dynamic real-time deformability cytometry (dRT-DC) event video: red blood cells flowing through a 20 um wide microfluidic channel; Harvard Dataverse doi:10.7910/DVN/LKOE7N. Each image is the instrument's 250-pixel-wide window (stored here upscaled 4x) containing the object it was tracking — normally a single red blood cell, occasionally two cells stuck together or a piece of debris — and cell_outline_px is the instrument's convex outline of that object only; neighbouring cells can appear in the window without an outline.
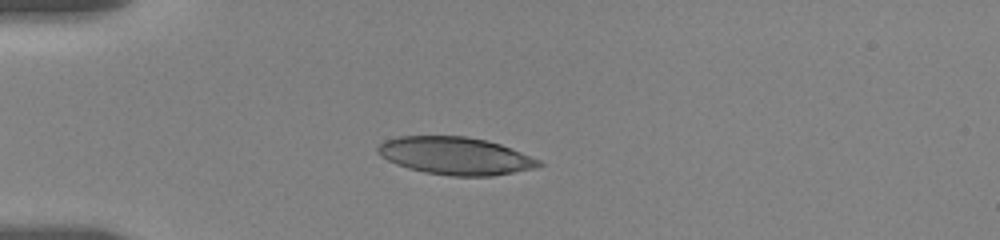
{"species": "human", "species_latin": "Homo sapiens", "temperature_condition": "room temperature", "stored_images_in_passage": 5, "camera_frame_rate_fps": 3000, "um_per_image_px": 0.085, "donor": {"sex": "female"}, "frame": {"image": 1, "passage_image": 3, "time_ms": 2.0, "image_size_px": [1000, 240], "cell_outline_px": [[544, 164], [536, 168], [492, 176], [452, 176], [424, 172], [408, 168], [396, 164], [380, 156], [376, 152], [376, 148], [384, 140], [400, 136], [464, 136], [488, 140], [500, 144], [540, 160]], "centroid_in_image_um": [38.69, 13.25], "position_along_channel_um": 46.3, "area_um2": 35.32}}
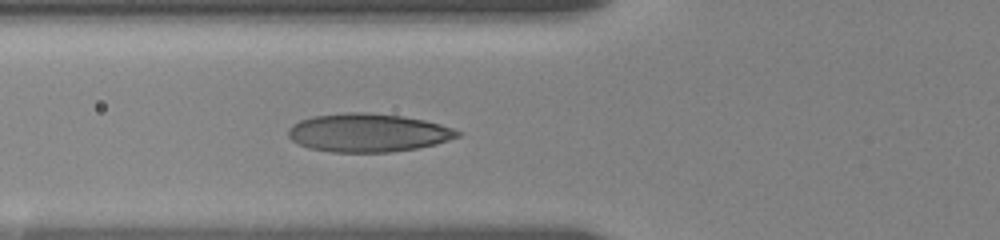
{"frame": {"image": 2, "passage_image": 5, "time_ms": 4.0, "image_size_px": [1000, 240], "cell_outline_px": [[464, 132], [460, 136], [436, 144], [416, 148], [388, 152], [332, 152], [308, 148], [292, 140], [288, 136], [288, 128], [292, 124], [300, 120], [312, 116], [348, 112], [364, 112], [400, 116], [424, 120], [440, 124]], "centroid_in_image_um": [31.27, 11.28], "position_along_channel_um": 94.5, "area_um2": 37.8}}